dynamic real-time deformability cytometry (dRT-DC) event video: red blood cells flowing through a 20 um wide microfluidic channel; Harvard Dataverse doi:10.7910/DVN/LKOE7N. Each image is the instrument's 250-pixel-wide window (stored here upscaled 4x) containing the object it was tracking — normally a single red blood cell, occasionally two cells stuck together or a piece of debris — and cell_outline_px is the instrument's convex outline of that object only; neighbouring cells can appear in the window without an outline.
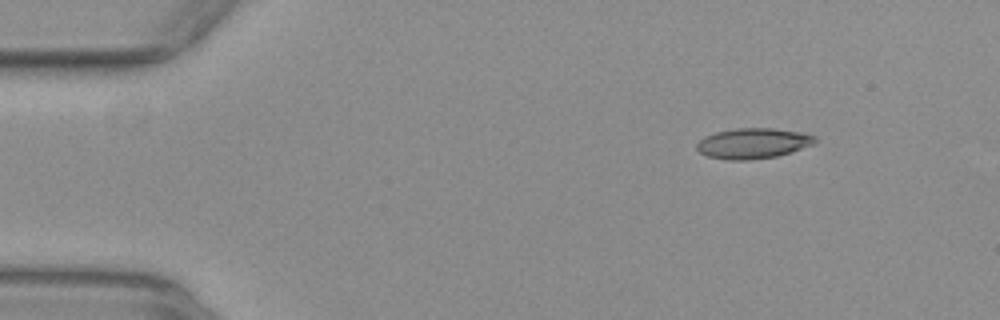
{"species": "common noctule bat (a hibernating species)", "species_latin": "Nyctalus noctula", "temperature_condition": "warm", "stored_images_in_passage": 12, "camera_frame_rate_fps": 3000, "um_per_image_px": 0.085, "animal": {"sex": "female", "body_mass_g": 29.2, "forearm_length_mm": 56.3}, "frame": {"image": 1, "passage_image": 1, "time_ms": 0.0, "image_size_px": [1000, 320], "cell_outline_px": [[816, 140], [812, 144], [776, 156], [748, 160], [728, 160], [708, 156], [700, 152], [696, 148], [696, 144], [704, 136], [716, 132], [736, 128], [772, 128], [800, 132], [816, 136]], "centroid_in_image_um": [63.96, 12.17], "position_along_channel_um": 21.0, "area_um2": 20.69}}
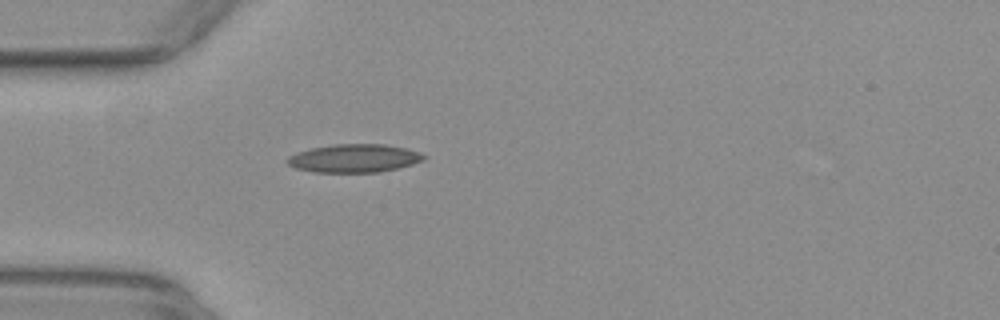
{"frame": {"image": 2, "passage_image": 10, "time_ms": 3.0, "image_size_px": [1000, 320], "cell_outline_px": [[424, 160], [412, 164], [380, 172], [316, 172], [296, 168], [288, 164], [284, 160], [288, 156], [296, 152], [312, 148], [332, 144], [384, 144], [404, 148], [420, 152], [424, 156]], "centroid_in_image_um": [30.06, 13.45], "position_along_channel_um": 54.9, "area_um2": 22.37}}